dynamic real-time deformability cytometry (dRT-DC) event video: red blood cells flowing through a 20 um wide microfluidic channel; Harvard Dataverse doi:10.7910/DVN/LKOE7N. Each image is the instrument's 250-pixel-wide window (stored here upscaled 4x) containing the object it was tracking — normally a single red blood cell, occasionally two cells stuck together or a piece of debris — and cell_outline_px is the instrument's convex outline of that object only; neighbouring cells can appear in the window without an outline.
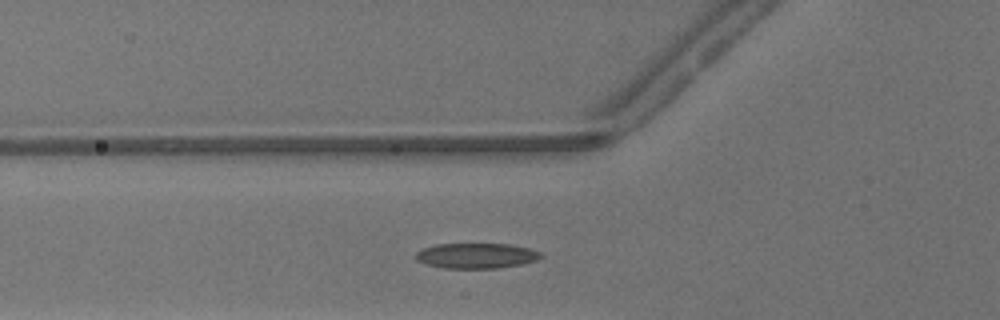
{"species": "common noctule bat (a hibernating species)", "species_latin": "Nyctalus noctula", "temperature_condition": "warm", "stored_images_in_passage": 14, "camera_frame_rate_fps": 3000, "um_per_image_px": 0.085, "animal": {"sex": "male", "body_mass_g": 13.3}, "frame": {"image": 1, "passage_image": 2, "time_ms": 0.333, "image_size_px": [1000, 320], "cell_outline_px": [[544, 256], [536, 260], [520, 264], [496, 268], [444, 268], [424, 264], [416, 260], [416, 252], [424, 248], [436, 244], [508, 244], [528, 248], [540, 252]], "centroid_in_image_um": [40.46, 21.73], "position_along_channel_um": 85.3, "area_um2": 18.32}}
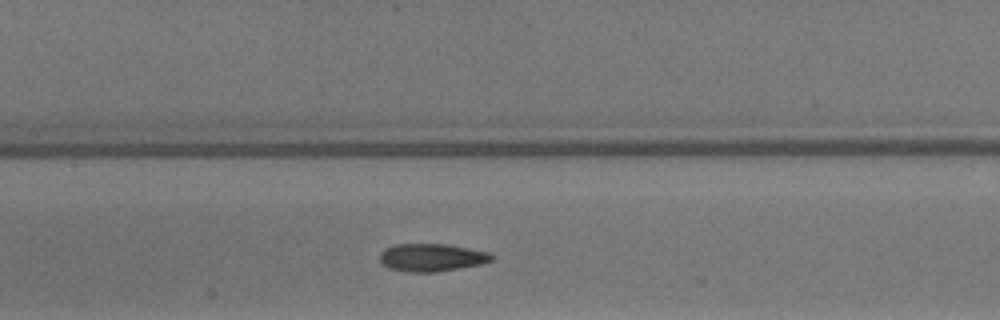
{"frame": {"image": 2, "passage_image": 8, "time_ms": 2.333, "image_size_px": [1000, 320], "cell_outline_px": [[492, 260], [480, 264], [460, 268], [436, 272], [408, 272], [388, 268], [380, 264], [380, 252], [384, 248], [396, 244], [448, 244], [488, 252], [492, 256]], "centroid_in_image_um": [36.63, 21.89], "position_along_channel_um": 170.8, "area_um2": 18.15}}
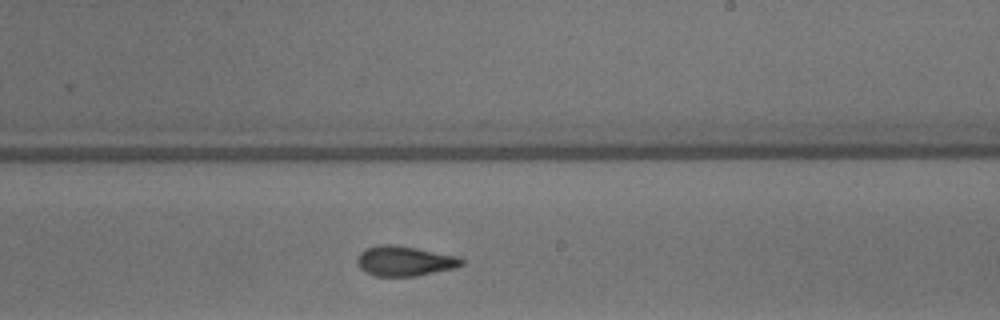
{"frame": {"image": 3, "passage_image": 14, "time_ms": 4.333, "image_size_px": [1000, 320], "cell_outline_px": [[464, 264], [456, 268], [416, 276], [376, 276], [364, 272], [356, 264], [356, 260], [360, 252], [364, 248], [376, 244], [396, 244], [460, 256], [464, 260]], "centroid_in_image_um": [34.38, 22.17], "position_along_channel_um": 254.6, "area_um2": 18.73}}